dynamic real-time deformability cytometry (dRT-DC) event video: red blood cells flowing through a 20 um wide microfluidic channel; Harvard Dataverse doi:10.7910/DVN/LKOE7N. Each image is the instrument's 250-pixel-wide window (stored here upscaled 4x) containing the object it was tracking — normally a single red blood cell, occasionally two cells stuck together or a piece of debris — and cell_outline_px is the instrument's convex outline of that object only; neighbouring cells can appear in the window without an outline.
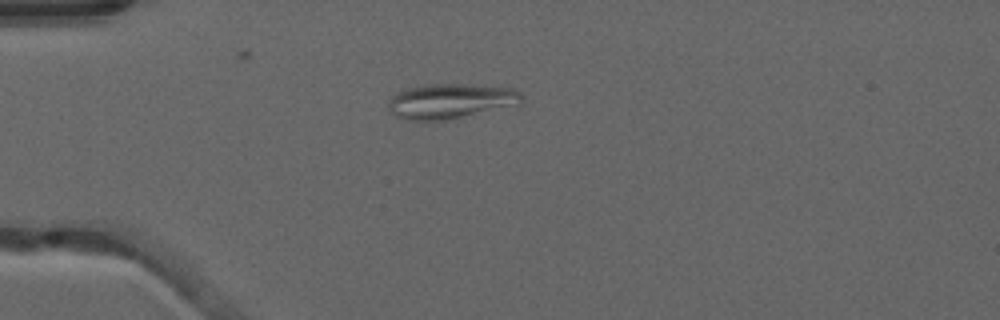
{"species": "common noctule bat (a hibernating species)", "species_latin": "Nyctalus noctula", "temperature_condition": "warm", "stored_images_in_passage": 33, "camera_frame_rate_fps": 3000, "um_per_image_px": 0.085, "animal": {"sex": "male", "forearm_length_mm": 52.5}, "frame": {"image": 1, "passage_image": 1, "time_ms": 0.0, "image_size_px": [1000, 320], "cell_outline_px": [[520, 104], [444, 120], [408, 120], [396, 116], [388, 108], [388, 104], [392, 96], [396, 92], [408, 88], [428, 84], [464, 84], [512, 88], [520, 92]], "centroid_in_image_um": [38.25, 8.58], "position_along_channel_um": 46.7, "area_um2": 26.7}}
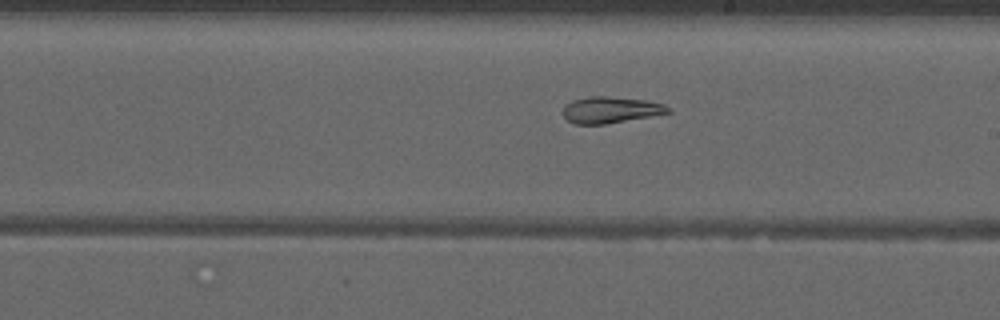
{"frame": {"image": 2, "passage_image": 17, "time_ms": 5.333, "image_size_px": [1000, 320], "cell_outline_px": [[672, 112], [604, 124], [576, 124], [568, 120], [564, 116], [564, 104], [572, 100], [592, 96], [604, 96], [644, 100], [664, 104], [672, 108]], "centroid_in_image_um": [51.9, 9.33], "position_along_channel_um": 237.1, "area_um2": 15.95}}
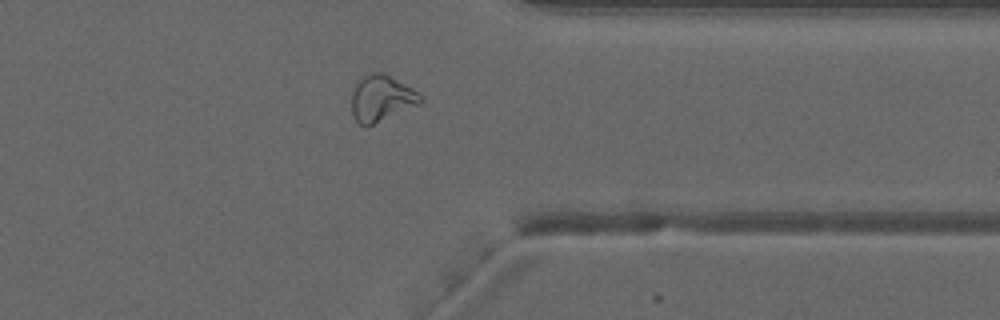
{"frame": {"image": 3, "passage_image": 28, "time_ms": 9.0, "image_size_px": [1000, 320], "cell_outline_px": [[424, 100], [420, 104], [368, 128], [364, 128], [356, 120], [352, 112], [352, 88], [356, 80], [372, 72], [384, 72], [412, 88]], "centroid_in_image_um": [32.39, 8.38], "position_along_channel_um": 379.0, "area_um2": 18.96}}